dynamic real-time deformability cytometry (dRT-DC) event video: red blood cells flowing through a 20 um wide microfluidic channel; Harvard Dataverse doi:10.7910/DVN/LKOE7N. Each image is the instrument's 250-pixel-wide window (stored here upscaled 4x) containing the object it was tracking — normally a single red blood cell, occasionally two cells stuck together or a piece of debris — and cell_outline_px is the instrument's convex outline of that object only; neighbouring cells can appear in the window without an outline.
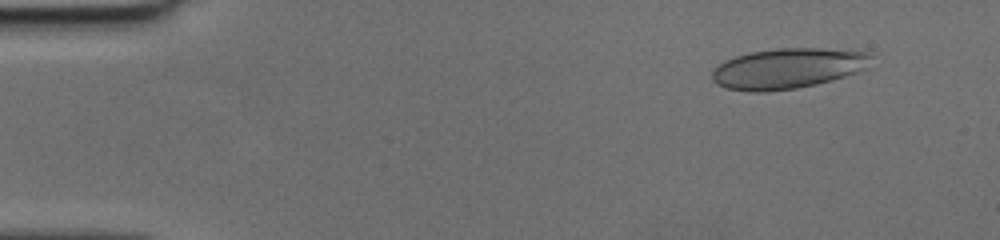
{"species": "human", "species_latin": "Homo sapiens", "temperature_condition": "cold", "stored_images_in_passage": 47, "camera_frame_rate_fps": 3000, "um_per_image_px": 0.085, "donor": {"sex": "female"}, "frame": {"image": 1, "passage_image": 2, "time_ms": 0.333, "image_size_px": [1000, 240], "cell_outline_px": [[872, 56], [868, 68], [844, 76], [816, 84], [796, 88], [760, 92], [748, 92], [728, 88], [716, 84], [712, 80], [712, 72], [724, 60], [736, 56], [752, 52], [776, 48], [820, 48], [868, 52]], "centroid_in_image_um": [66.95, 5.81], "position_along_channel_um": 18.0, "area_um2": 37.28}}
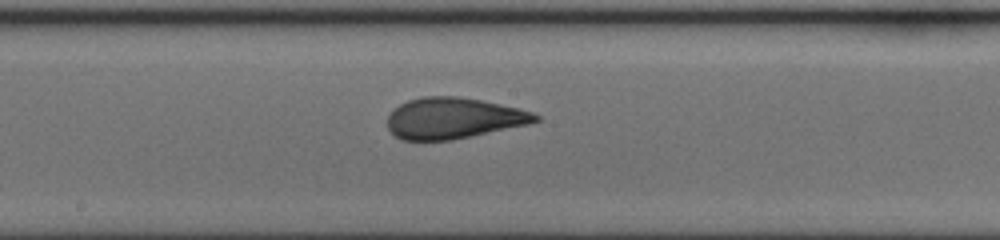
{"frame": {"image": 2, "passage_image": 24, "time_ms": 7.667, "image_size_px": [1000, 240], "cell_outline_px": [[540, 120], [528, 124], [452, 140], [400, 140], [388, 128], [388, 116], [400, 104], [408, 100], [424, 96], [456, 96], [480, 100], [500, 104], [532, 112], [540, 116]], "centroid_in_image_um": [38.53, 10.05], "position_along_channel_um": 209.7, "area_um2": 35.03}}
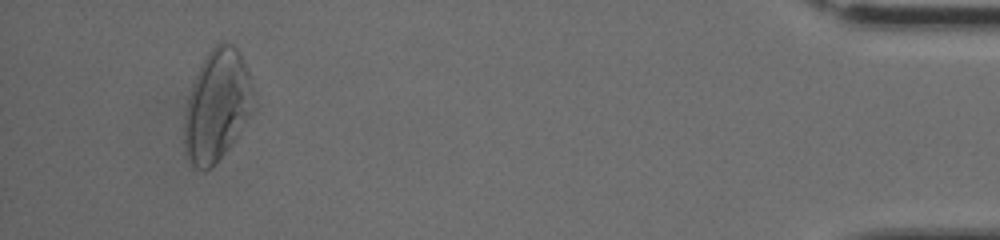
{"frame": {"image": 3, "passage_image": 44, "time_ms": 14.333, "image_size_px": [1000, 240], "cell_outline_px": [[252, 84], [248, 112], [236, 136], [228, 148], [212, 168], [204, 172], [192, 168], [184, 152], [184, 116], [188, 96], [192, 84], [200, 64], [208, 52], [220, 40], [224, 40], [232, 44], [240, 52], [244, 60]], "centroid_in_image_um": [18.36, 8.98], "position_along_channel_um": 416.8, "area_um2": 44.45}}